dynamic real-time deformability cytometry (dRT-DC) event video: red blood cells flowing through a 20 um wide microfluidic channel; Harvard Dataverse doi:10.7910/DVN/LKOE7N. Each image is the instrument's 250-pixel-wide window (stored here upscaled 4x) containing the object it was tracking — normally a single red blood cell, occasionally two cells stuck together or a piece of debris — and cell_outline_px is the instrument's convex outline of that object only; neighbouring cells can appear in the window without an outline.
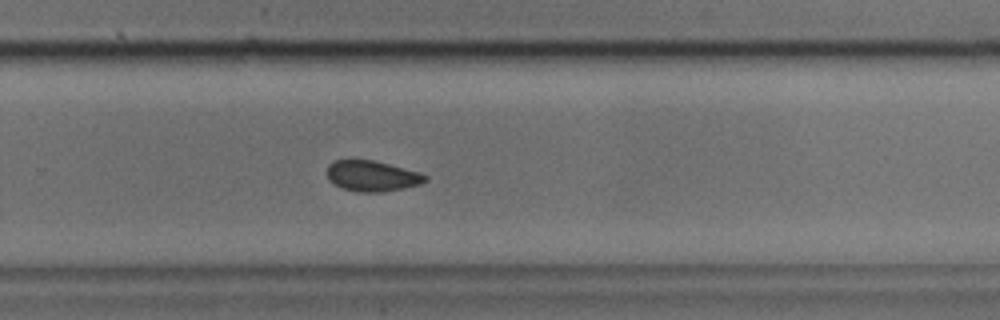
{"species": "common noctule bat (a hibernating species)", "species_latin": "Nyctalus noctula", "temperature_condition": "cold", "stored_images_in_passage": 36, "camera_frame_rate_fps": 3000, "um_per_image_px": 0.085, "animal": {"sex": "male", "body_mass_g": 17.9, "forearm_length_mm": 54.2}, "frame": {"image": 1, "passage_image": 26, "time_ms": 8.333, "image_size_px": [1000, 320], "cell_outline_px": [[428, 180], [420, 184], [404, 188], [380, 192], [356, 192], [344, 188], [328, 180], [328, 164], [332, 160], [372, 160], [420, 172], [428, 176]], "centroid_in_image_um": [31.64, 14.96], "position_along_channel_um": 298.2, "area_um2": 17.46}}